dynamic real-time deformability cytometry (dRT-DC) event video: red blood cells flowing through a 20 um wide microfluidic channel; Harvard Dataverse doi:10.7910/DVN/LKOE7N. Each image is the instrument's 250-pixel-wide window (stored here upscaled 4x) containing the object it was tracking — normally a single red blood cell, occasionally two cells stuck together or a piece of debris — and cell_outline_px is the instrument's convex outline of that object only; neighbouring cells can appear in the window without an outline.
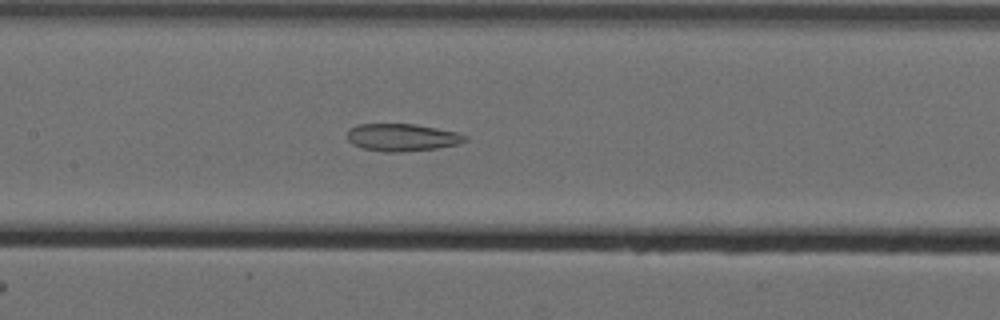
{"species": "Egyptian fruit bat (a non-hibernating species)", "species_latin": "Rousettus aegyptiacus", "temperature_condition": "cold", "stored_images_in_passage": 55, "camera_frame_rate_fps": 3000, "um_per_image_px": 0.085, "animal": {"sex": "female"}, "frame": {"image": 1, "passage_image": 33, "time_ms": 10.667, "image_size_px": [1000, 320], "cell_outline_px": [[468, 140], [460, 144], [436, 148], [400, 152], [388, 152], [364, 148], [352, 144], [348, 140], [348, 128], [356, 124], [416, 124], [456, 132], [468, 136]], "centroid_in_image_um": [34.19, 11.67], "position_along_channel_um": 173.2, "area_um2": 18.84}}
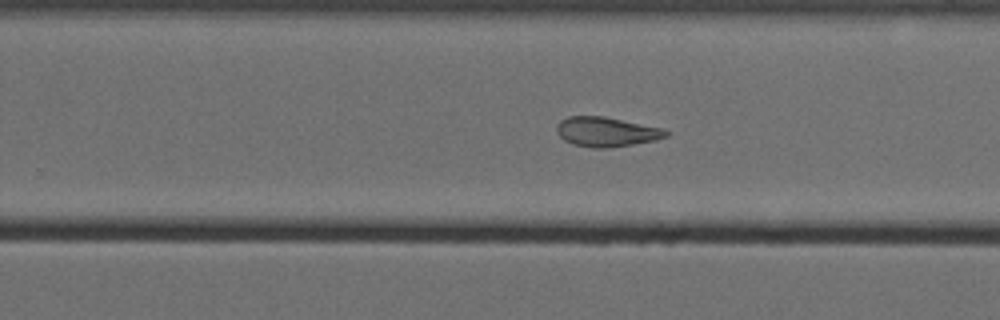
{"frame": {"image": 2, "passage_image": 42, "time_ms": 13.667, "image_size_px": [1000, 320], "cell_outline_px": [[668, 136], [656, 140], [632, 144], [604, 148], [592, 148], [572, 144], [564, 140], [556, 132], [556, 124], [560, 120], [568, 116], [604, 116], [664, 128], [668, 132]], "centroid_in_image_um": [51.52, 11.2], "position_along_channel_um": 278.3, "area_um2": 18.96}}
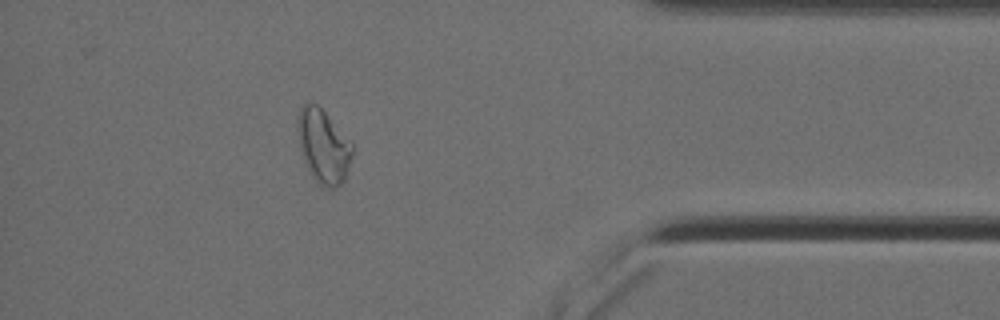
{"frame": {"image": 3, "passage_image": 55, "time_ms": 18.0, "image_size_px": [1000, 320], "cell_outline_px": [[352, 156], [344, 180], [336, 188], [328, 188], [320, 184], [312, 176], [304, 160], [300, 148], [296, 128], [296, 116], [300, 108], [304, 104], [316, 104], [324, 112], [352, 144]], "centroid_in_image_um": [27.45, 12.43], "position_along_channel_um": 407.8, "area_um2": 23.06}, "authors_computed_cell_mechanics": {"area_um2": 22.0218, "velocity_mm_per_s": 3.5157, "shape_relaxation_time_tau1_ms": null, "shape_relaxation_time_tau2_ms": 3.274, "deformation_change_tau1": null, "deformation_change_tau2": 0.1144}}